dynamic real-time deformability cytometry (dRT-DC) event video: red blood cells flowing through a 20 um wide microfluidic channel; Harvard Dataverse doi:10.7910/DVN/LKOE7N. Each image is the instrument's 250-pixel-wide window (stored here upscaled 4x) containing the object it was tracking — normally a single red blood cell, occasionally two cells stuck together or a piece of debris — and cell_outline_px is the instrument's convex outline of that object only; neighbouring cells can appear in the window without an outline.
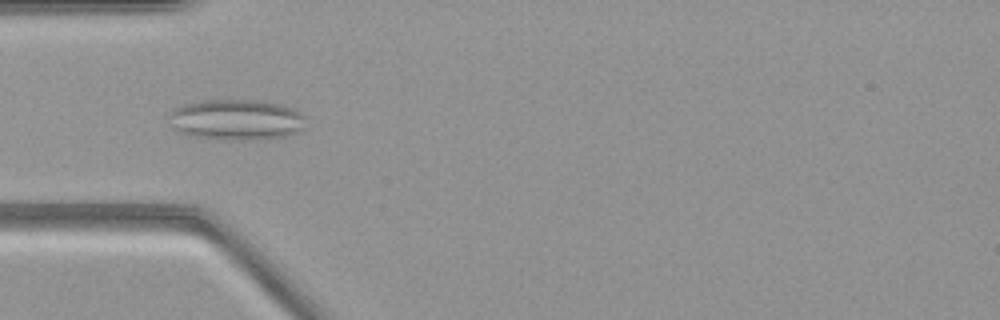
{"species": "common noctule bat (a hibernating species)", "species_latin": "Nyctalus noctula", "temperature_condition": "warm", "stored_images_in_passage": 51, "camera_frame_rate_fps": 3000, "um_per_image_px": 0.085, "animal": {"sex": "female", "body_mass_g": 21.9}, "frame": {"image": 1, "passage_image": 15, "time_ms": 4.667, "image_size_px": [1000, 320], "cell_outline_px": [[308, 128], [300, 132], [284, 136], [236, 140], [220, 140], [192, 136], [180, 132], [172, 128], [168, 124], [168, 112], [184, 104], [200, 100], [264, 100], [284, 104], [300, 112], [304, 116]], "centroid_in_image_um": [20.09, 10.16], "position_along_channel_um": 64.9, "area_um2": 33.18}}
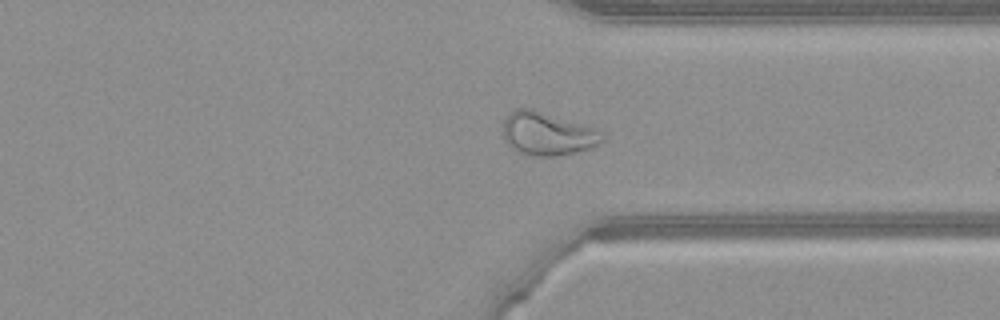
{"frame": {"image": 2, "passage_image": 38, "time_ms": 12.333, "image_size_px": [1000, 320], "cell_outline_px": [[604, 140], [592, 148], [556, 156], [532, 156], [520, 152], [512, 148], [504, 140], [504, 120], [516, 108], [532, 108], [604, 132]], "centroid_in_image_um": [46.53, 11.38], "position_along_channel_um": 364.9, "area_um2": 24.62}}
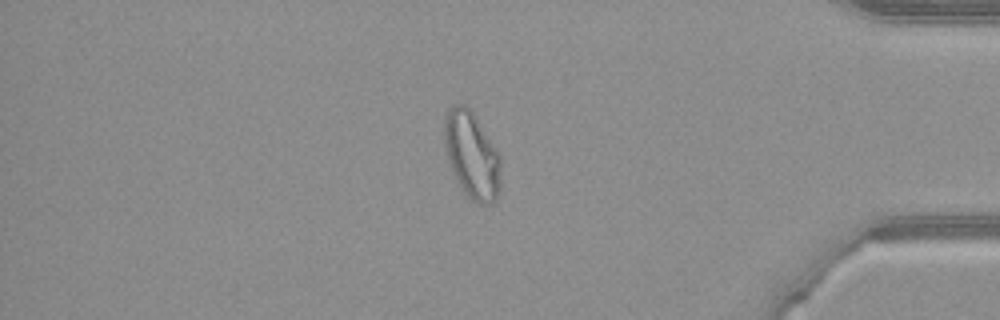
{"frame": {"image": 3, "passage_image": 43, "time_ms": 14.0, "image_size_px": [1000, 320], "cell_outline_px": [[500, 188], [496, 200], [492, 204], [480, 204], [472, 200], [464, 192], [448, 160], [444, 144], [444, 120], [448, 108], [456, 104], [468, 104], [496, 148], [500, 156]], "centroid_in_image_um": [40.11, 13.16], "position_along_channel_um": 395.1, "area_um2": 28.55}}